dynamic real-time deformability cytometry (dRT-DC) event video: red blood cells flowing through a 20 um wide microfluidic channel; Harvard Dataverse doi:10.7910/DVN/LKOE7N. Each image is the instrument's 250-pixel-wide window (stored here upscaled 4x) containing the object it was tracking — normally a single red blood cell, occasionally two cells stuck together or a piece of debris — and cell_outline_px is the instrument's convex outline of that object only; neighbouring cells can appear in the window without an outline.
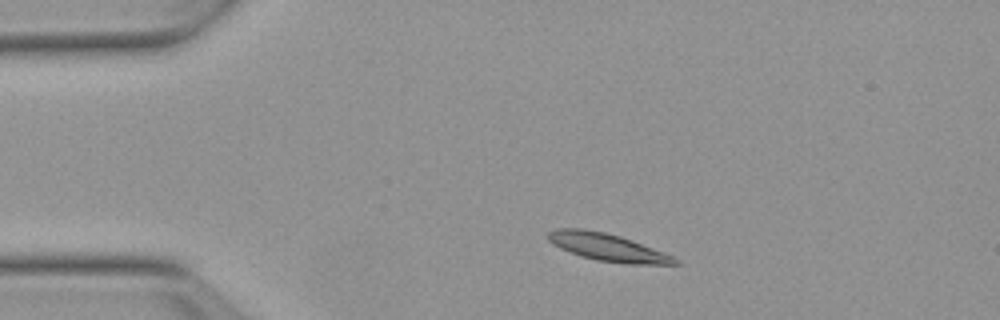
{"species": "Egyptian fruit bat (a non-hibernating species)", "species_latin": "Rousettus aegyptiacus", "temperature_condition": "warm", "stored_images_in_passage": 44, "camera_frame_rate_fps": 3000, "um_per_image_px": 0.085, "animal": {"sex": "female"}, "frame": {"image": 1, "passage_image": 1, "time_ms": 0.0, "image_size_px": [1000, 320], "cell_outline_px": [[680, 264], [628, 264], [596, 260], [580, 256], [568, 252], [552, 244], [548, 240], [548, 232], [556, 228], [580, 228], [604, 232], [620, 236], [632, 240], [664, 252], [680, 260]], "centroid_in_image_um": [51.63, 21.02], "position_along_channel_um": 33.4, "area_um2": 20.4}}
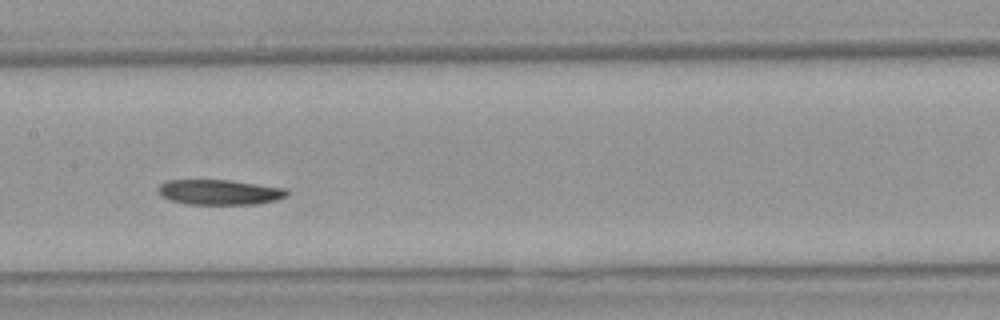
{"frame": {"image": 2, "passage_image": 17, "time_ms": 5.333, "image_size_px": [1000, 320], "cell_outline_px": [[288, 196], [276, 200], [256, 204], [188, 204], [172, 200], [160, 196], [156, 188], [164, 180], [228, 180], [288, 188]], "centroid_in_image_um": [18.65, 16.33], "position_along_channel_um": 188.7, "area_um2": 19.02}}
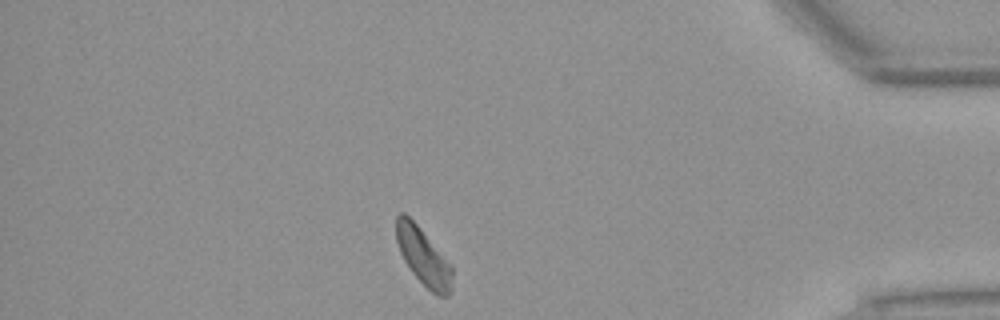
{"frame": {"image": 3, "passage_image": 37, "time_ms": 12.0, "image_size_px": [1000, 320], "cell_outline_px": [[452, 288], [448, 296], [440, 296], [432, 292], [412, 272], [404, 260], [400, 252], [396, 240], [396, 216], [400, 212], [404, 212], [420, 228], [452, 264]], "centroid_in_image_um": [35.99, 21.8], "position_along_channel_um": 399.2, "area_um2": 18.55}, "authors_computed_cell_mechanics": {"area_um2": 19.5942, "velocity_mm_per_s": 3.7665, "shape_relaxation_time_tau1_ms": 8.7242, "shape_relaxation_time_tau2_ms": null, "deformation_change_tau1": 0.165, "deformation_change_tau2": null}}